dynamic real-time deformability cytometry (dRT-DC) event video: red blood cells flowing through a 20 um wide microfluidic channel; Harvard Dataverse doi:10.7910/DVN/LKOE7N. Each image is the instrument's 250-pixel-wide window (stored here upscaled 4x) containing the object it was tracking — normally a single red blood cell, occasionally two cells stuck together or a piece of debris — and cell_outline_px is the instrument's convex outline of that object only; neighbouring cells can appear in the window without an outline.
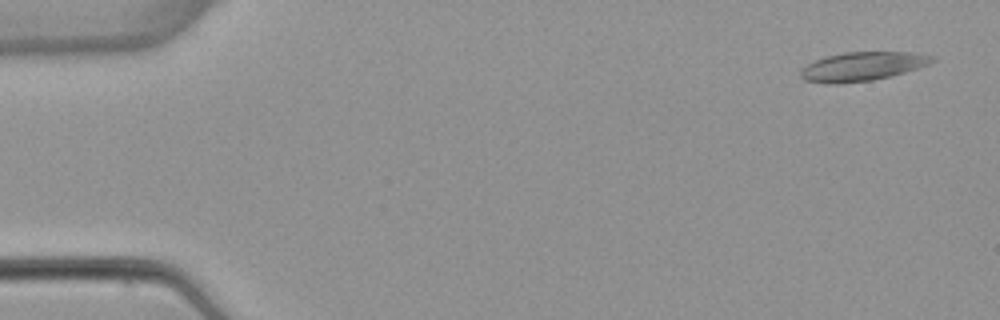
{"species": "common noctule bat (a hibernating species)", "species_latin": "Nyctalus noctula", "temperature_condition": "warm", "stored_images_in_passage": 3, "camera_frame_rate_fps": 3000, "um_per_image_px": 0.085, "animal": {"sex": "female", "body_mass_g": 22.7, "forearm_length_mm": 54.2}, "frame": {"image": 1, "passage_image": 1, "time_ms": 0.0, "image_size_px": [1000, 320], "cell_outline_px": [[936, 60], [928, 64], [892, 76], [872, 80], [840, 84], [828, 84], [804, 80], [800, 76], [800, 68], [824, 56], [844, 52], [912, 52], [936, 56]], "centroid_in_image_um": [73.28, 5.64], "position_along_channel_um": 11.7, "area_um2": 22.31}}